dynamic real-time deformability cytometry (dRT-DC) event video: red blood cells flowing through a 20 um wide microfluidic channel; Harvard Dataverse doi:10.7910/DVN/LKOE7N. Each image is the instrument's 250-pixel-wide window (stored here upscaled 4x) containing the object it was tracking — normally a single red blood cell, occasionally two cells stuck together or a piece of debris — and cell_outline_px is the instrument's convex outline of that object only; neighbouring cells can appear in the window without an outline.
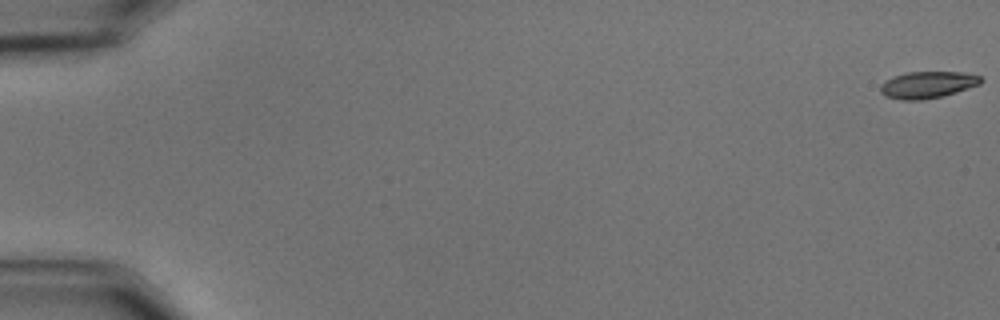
{"species": "common noctule bat (a hibernating species)", "species_latin": "Nyctalus noctula", "temperature_condition": "cold", "stored_images_in_passage": 59, "camera_frame_rate_fps": 3000, "um_per_image_px": 0.085, "animal": {"sex": "male", "body_mass_g": 15.6}, "frame": {"image": 1, "passage_image": 1, "time_ms": 0.0, "image_size_px": [1000, 320], "cell_outline_px": [[984, 80], [980, 84], [956, 92], [924, 100], [900, 100], [884, 96], [880, 92], [880, 84], [884, 80], [892, 76], [908, 72], [964, 72], [980, 76]], "centroid_in_image_um": [78.8, 7.2], "position_along_channel_um": 6.2, "area_um2": 15.84}}
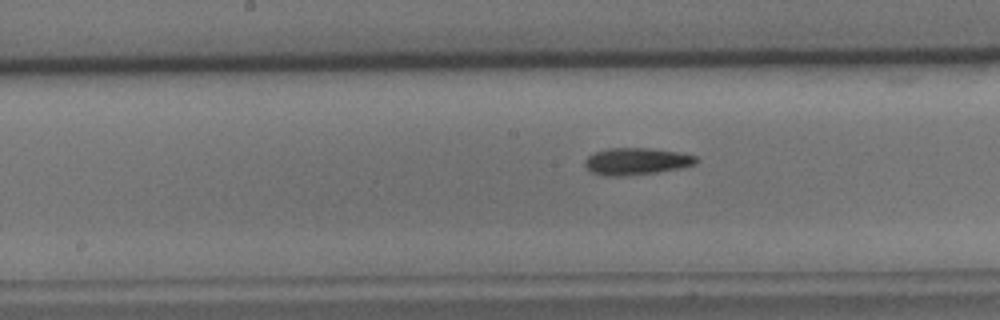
{"frame": {"image": 2, "passage_image": 31, "time_ms": 10.0, "image_size_px": [1000, 320], "cell_outline_px": [[700, 160], [696, 164], [680, 168], [656, 172], [620, 176], [604, 176], [592, 172], [584, 164], [584, 160], [592, 152], [608, 148], [648, 148], [680, 152], [696, 156]], "centroid_in_image_um": [54.09, 13.7], "position_along_channel_um": 194.1, "area_um2": 17.57}}
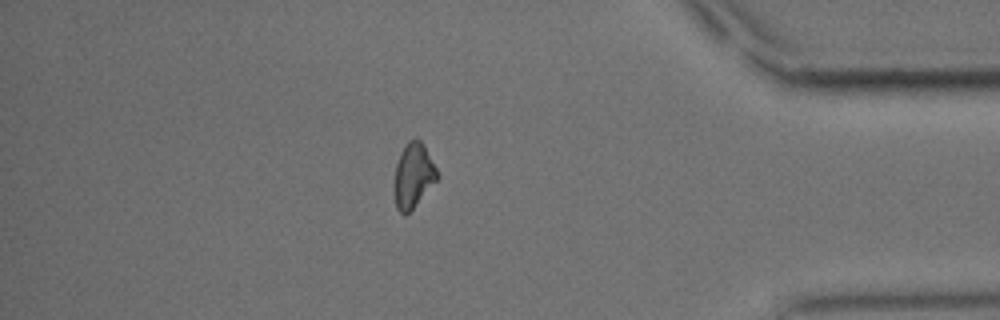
{"frame": {"image": 3, "passage_image": 51, "time_ms": 16.667, "image_size_px": [1000, 320], "cell_outline_px": [[440, 176], [412, 208], [404, 216], [396, 208], [396, 164], [400, 152], [404, 144], [408, 140], [416, 136], [420, 140], [436, 168]], "centroid_in_image_um": [35.14, 14.86], "position_along_channel_um": 400.1, "area_um2": 15.66}, "authors_computed_cell_mechanics": {"area_um2": 16.5308, "velocity_mm_per_s": 3.5343, "shape_relaxation_time_tau1_ms": 4.7567, "shape_relaxation_time_tau2_ms": 7.1145, "deformation_change_tau1": 0.1655, "deformation_change_tau2": 0.1357}}